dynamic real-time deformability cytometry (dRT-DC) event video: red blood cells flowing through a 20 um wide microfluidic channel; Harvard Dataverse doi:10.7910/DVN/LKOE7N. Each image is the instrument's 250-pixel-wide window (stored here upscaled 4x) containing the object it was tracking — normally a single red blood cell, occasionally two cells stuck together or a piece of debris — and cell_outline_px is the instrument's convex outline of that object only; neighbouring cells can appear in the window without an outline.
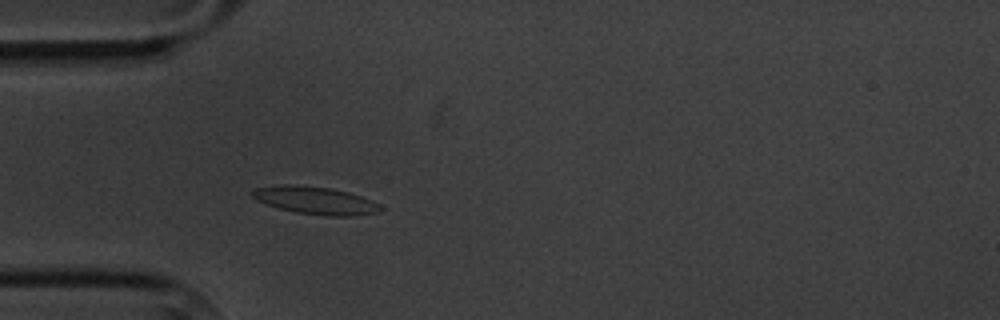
{"species": "common noctule bat (a hibernating species)", "species_latin": "Nyctalus noctula", "temperature_condition": "cold", "stored_images_in_passage": 3, "camera_frame_rate_fps": 3000, "um_per_image_px": 0.085, "animal": {"sex": "male", "body_mass_g": 20.1, "forearm_length_mm": 53.5}, "frame": {"image": 1, "passage_image": 3, "time_ms": 2.667, "image_size_px": [1000, 320], "cell_outline_px": [[384, 208], [376, 212], [352, 216], [328, 216], [296, 212], [280, 208], [256, 200], [248, 192], [252, 188], [280, 184], [288, 184], [328, 188], [348, 192], [360, 196]], "centroid_in_image_um": [26.71, 17.02], "position_along_channel_um": 58.3, "area_um2": 20.35}}